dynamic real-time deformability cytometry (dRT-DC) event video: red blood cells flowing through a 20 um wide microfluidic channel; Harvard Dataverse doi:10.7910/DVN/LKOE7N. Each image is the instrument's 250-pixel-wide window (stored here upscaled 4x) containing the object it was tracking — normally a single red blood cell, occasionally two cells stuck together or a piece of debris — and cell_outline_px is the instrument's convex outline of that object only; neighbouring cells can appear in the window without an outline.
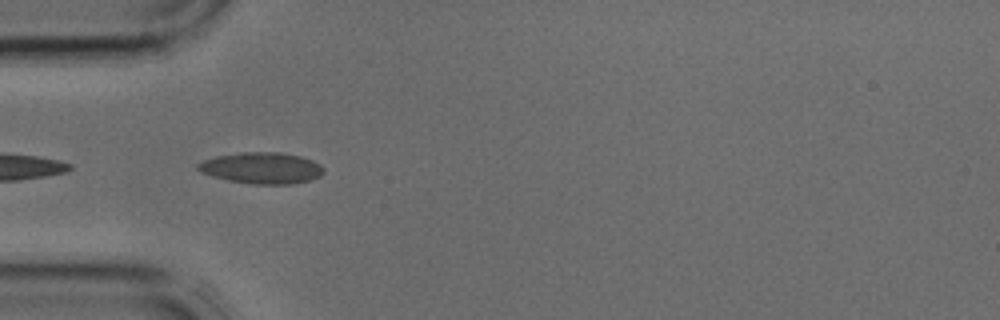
{"species": "common noctule bat (a hibernating species)", "species_latin": "Nyctalus noctula", "temperature_condition": "cold", "stored_images_in_passage": 5, "camera_frame_rate_fps": 3000, "um_per_image_px": 0.085, "animal": {"sex": "male", "body_mass_g": 17.9, "forearm_length_mm": 54.2}, "frame": {"image": 1, "passage_image": 4, "time_ms": 1.0, "image_size_px": [1000, 320], "cell_outline_px": [[324, 172], [320, 176], [308, 180], [292, 184], [252, 184], [228, 180], [204, 172], [196, 168], [196, 164], [204, 160], [216, 156], [240, 152], [280, 152], [300, 156], [312, 160], [320, 164], [324, 168]], "centroid_in_image_um": [22.27, 14.27], "position_along_channel_um": 62.7, "area_um2": 22.77}}